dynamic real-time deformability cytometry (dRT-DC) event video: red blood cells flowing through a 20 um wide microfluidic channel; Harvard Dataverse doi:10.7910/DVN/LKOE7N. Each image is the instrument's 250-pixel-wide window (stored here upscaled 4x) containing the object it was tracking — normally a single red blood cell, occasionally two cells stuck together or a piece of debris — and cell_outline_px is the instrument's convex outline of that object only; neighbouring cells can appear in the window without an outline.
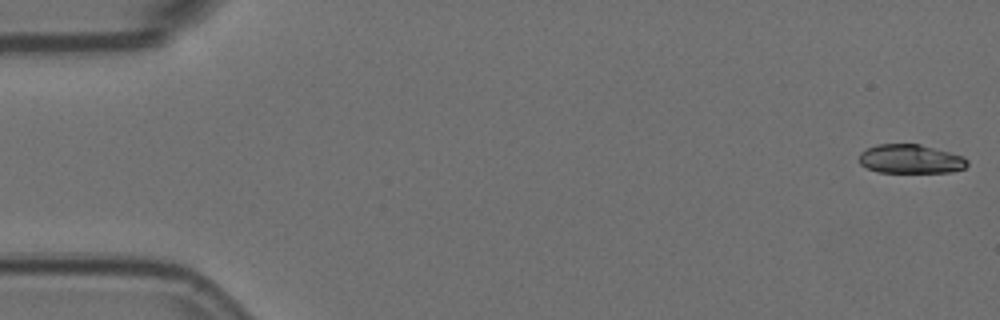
{"species": "Egyptian fruit bat (a non-hibernating species)", "species_latin": "Rousettus aegyptiacus", "temperature_condition": "room temperature", "stored_images_in_passage": 57, "camera_frame_rate_fps": 3000, "um_per_image_px": 0.085, "animal": {"sex": "female"}, "frame": {"image": 1, "passage_image": 1, "time_ms": 0.0, "image_size_px": [1000, 320], "cell_outline_px": [[968, 164], [964, 168], [952, 172], [880, 172], [868, 168], [860, 164], [860, 152], [876, 144], [920, 144], [964, 156], [968, 160]], "centroid_in_image_um": [77.42, 13.51], "position_along_channel_um": 7.6, "area_um2": 18.21}}
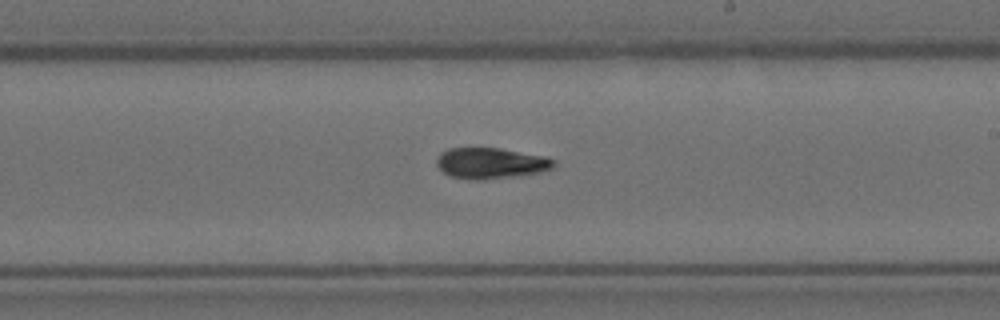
{"frame": {"image": 2, "passage_image": 33, "time_ms": 10.667, "image_size_px": [1000, 320], "cell_outline_px": [[556, 164], [552, 168], [540, 172], [520, 176], [476, 180], [452, 176], [444, 172], [436, 164], [436, 160], [440, 152], [448, 148], [500, 148], [544, 156], [556, 160]], "centroid_in_image_um": [41.74, 13.86], "position_along_channel_um": 247.3, "area_um2": 21.1}}
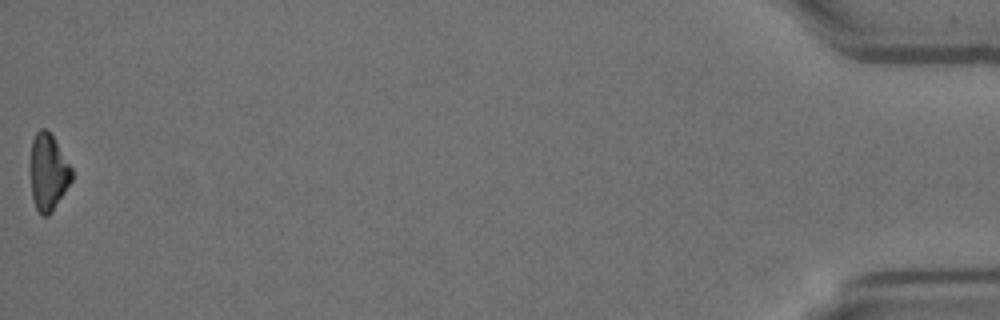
{"frame": {"image": 3, "passage_image": 57, "time_ms": 18.667, "image_size_px": [1000, 320], "cell_outline_px": [[72, 180], [52, 212], [48, 216], [40, 216], [36, 208], [32, 196], [32, 140], [36, 132], [40, 128], [44, 128], [52, 136], [72, 168]], "centroid_in_image_um": [4.12, 14.68], "position_along_channel_um": 431.1, "area_um2": 17.98}, "authors_computed_cell_mechanics": {"area_um2": 19.8832, "velocity_mm_per_s": 3.5648, "shape_relaxation_time_tau1_ms": 4.8534, "shape_relaxation_time_tau2_ms": 6.0538, "deformation_change_tau1": 0.1764, "deformation_change_tau2": 0.1032}}